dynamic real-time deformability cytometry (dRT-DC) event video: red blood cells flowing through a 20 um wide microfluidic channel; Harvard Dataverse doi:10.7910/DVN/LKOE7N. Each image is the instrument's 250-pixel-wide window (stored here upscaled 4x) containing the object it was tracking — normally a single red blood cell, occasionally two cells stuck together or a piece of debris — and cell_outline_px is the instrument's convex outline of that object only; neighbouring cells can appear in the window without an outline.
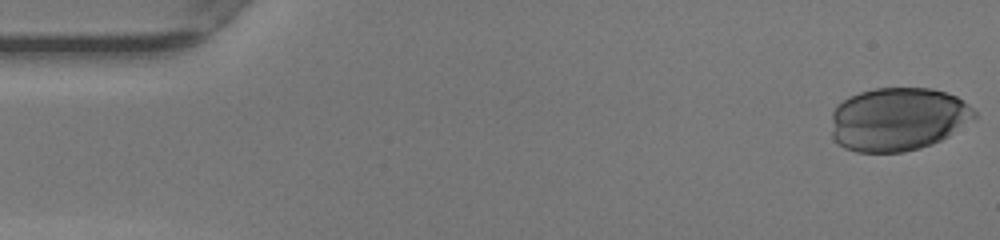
{"species": "human", "species_latin": "Homo sapiens", "temperature_condition": "warm", "stored_images_in_passage": 37, "camera_frame_rate_fps": 3000, "um_per_image_px": 0.085, "donor": {"sex": "female"}, "frame": {"image": 1, "passage_image": 1, "time_ms": 0.0, "image_size_px": [1000, 240], "cell_outline_px": [[976, 120], [948, 136], [932, 144], [920, 148], [904, 152], [856, 152], [844, 148], [836, 144], [832, 140], [832, 112], [836, 104], [860, 92], [876, 88], [932, 88], [956, 96], [968, 104], [976, 112]], "centroid_in_image_um": [76.33, 10.14], "position_along_channel_um": 8.7, "area_um2": 53.35}}
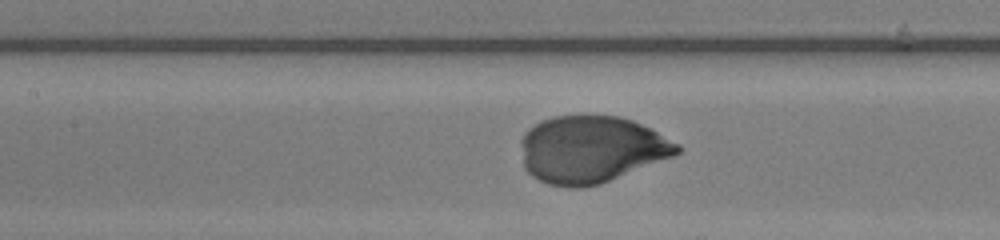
{"frame": {"image": 2, "passage_image": 22, "time_ms": 7.0, "image_size_px": [1000, 240], "cell_outline_px": [[684, 148], [680, 152], [672, 156], [600, 184], [584, 188], [568, 188], [548, 184], [532, 176], [524, 168], [520, 144], [520, 140], [524, 132], [528, 128], [540, 120], [556, 116], [620, 116], [632, 120], [680, 144]], "centroid_in_image_um": [50.21, 12.7], "position_along_channel_um": 157.2, "area_um2": 61.09}}
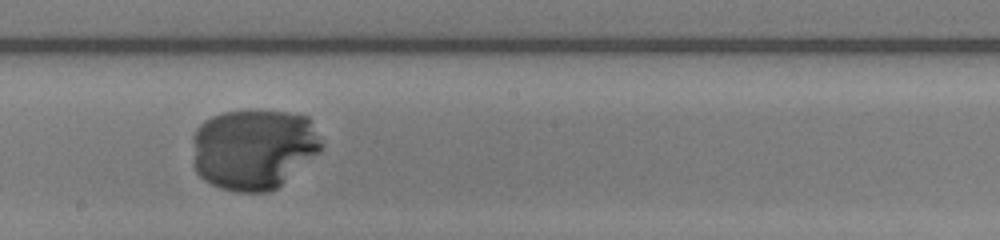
{"frame": {"image": 3, "passage_image": 27, "time_ms": 8.667, "image_size_px": [1000, 240], "cell_outline_px": [[324, 144], [320, 152], [276, 188], [268, 192], [236, 192], [220, 188], [204, 180], [196, 172], [192, 164], [192, 136], [196, 128], [204, 120], [212, 116], [224, 112], [256, 108], [288, 112], [308, 116]], "centroid_in_image_um": [21.53, 12.63], "position_along_channel_um": 226.7, "area_um2": 61.9}}